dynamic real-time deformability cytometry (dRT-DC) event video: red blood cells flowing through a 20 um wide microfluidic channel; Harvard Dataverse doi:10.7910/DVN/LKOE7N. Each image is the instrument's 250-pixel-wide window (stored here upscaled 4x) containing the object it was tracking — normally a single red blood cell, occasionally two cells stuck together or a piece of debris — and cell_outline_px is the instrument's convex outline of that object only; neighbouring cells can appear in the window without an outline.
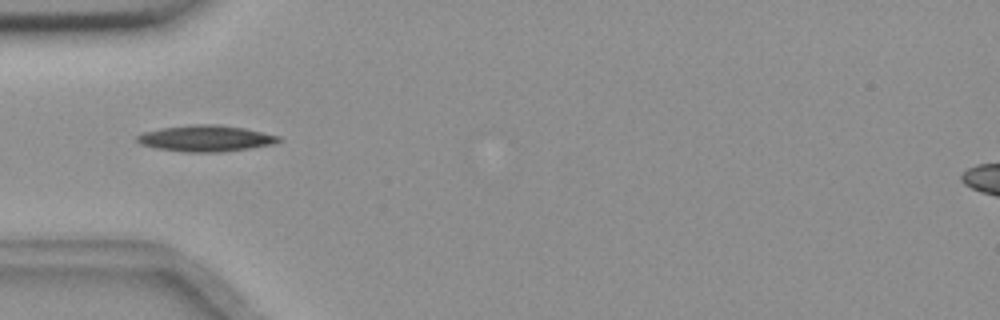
{"species": "common noctule bat (a hibernating species)", "species_latin": "Nyctalus noctula", "temperature_condition": "room temperature", "stored_images_in_passage": 9, "camera_frame_rate_fps": 3000, "um_per_image_px": 0.085, "animal": {"sex": "female", "body_mass_g": 18.4}, "frame": {"image": 1, "passage_image": 5, "time_ms": 1.333, "image_size_px": [1000, 320], "cell_outline_px": [[284, 140], [276, 144], [220, 152], [184, 152], [156, 148], [140, 144], [136, 140], [136, 136], [144, 132], [160, 128], [192, 124], [220, 124], [244, 128], [280, 136]], "centroid_in_image_um": [17.51, 11.76], "position_along_channel_um": 67.5, "area_um2": 21.79}}
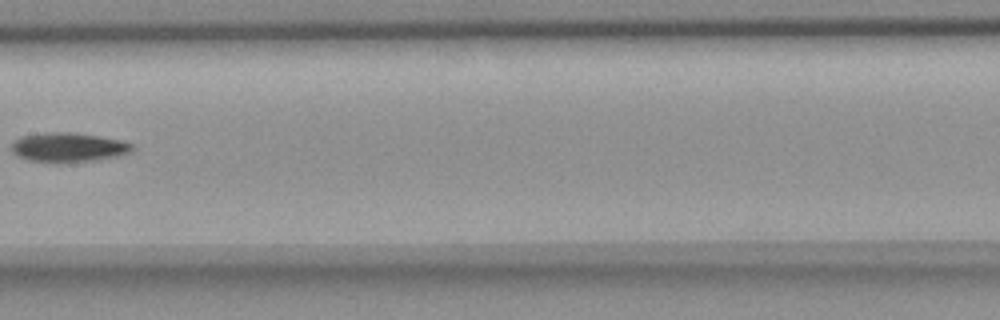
{"frame": {"image": 2, "passage_image": 8, "time_ms": 2.333, "image_size_px": [1000, 320], "cell_outline_px": [[136, 148], [132, 152], [116, 156], [96, 160], [56, 164], [28, 160], [16, 156], [12, 152], [12, 144], [20, 136], [48, 132], [68, 132], [124, 140], [136, 144]], "centroid_in_image_um": [5.84, 12.54], "position_along_channel_um": 201.6, "area_um2": 21.1}}
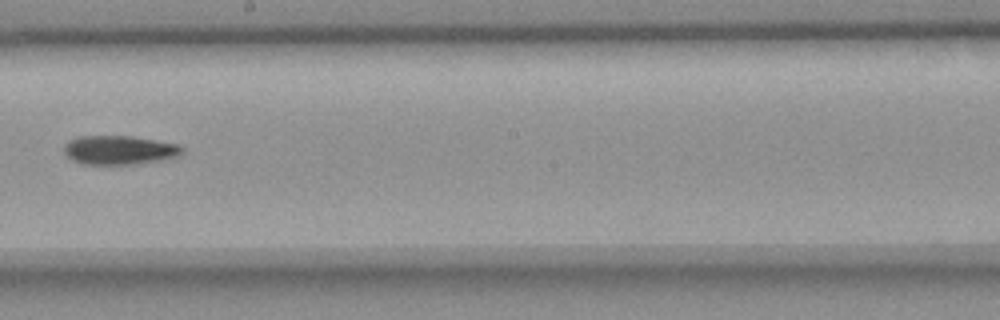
{"frame": {"image": 3, "passage_image": 9, "time_ms": 2.667, "image_size_px": [1000, 320], "cell_outline_px": [[184, 152], [180, 156], [160, 160], [136, 164], [80, 164], [72, 160], [64, 152], [64, 144], [68, 140], [80, 136], [132, 136], [156, 140], [176, 144], [184, 148]], "centroid_in_image_um": [10.14, 12.75], "position_along_channel_um": 238.1, "area_um2": 20.06}}